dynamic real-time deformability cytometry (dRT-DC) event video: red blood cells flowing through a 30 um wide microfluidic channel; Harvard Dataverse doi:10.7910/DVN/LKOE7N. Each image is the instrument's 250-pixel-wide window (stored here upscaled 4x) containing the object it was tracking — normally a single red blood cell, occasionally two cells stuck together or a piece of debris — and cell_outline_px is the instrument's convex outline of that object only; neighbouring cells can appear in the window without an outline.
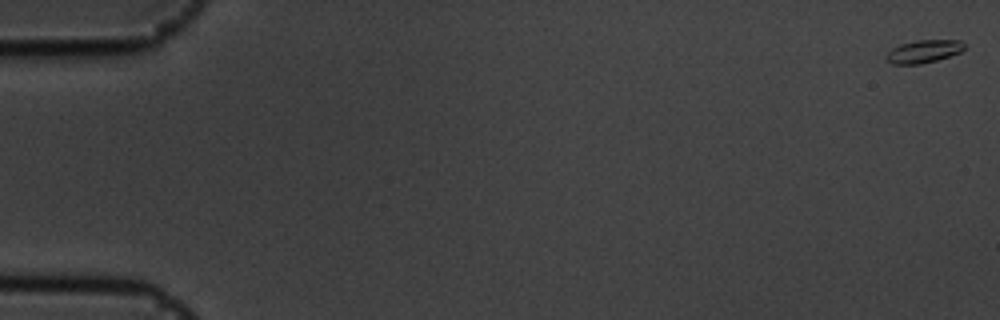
{"species": "common noctule bat (a hibernating species)", "species_latin": "Nyctalus noctula", "temperature_condition": "cold", "stored_images_in_passage": 7, "camera_frame_rate_fps": 3000, "um_per_image_px": 0.085, "animal": {"sex": "male", "body_mass_g": 19.5, "forearm_length_mm": 54.6}, "frame": {"image": 1, "passage_image": 1, "time_ms": 0.0, "image_size_px": [1000, 320], "cell_outline_px": [[964, 48], [960, 52], [936, 60], [920, 64], [892, 64], [884, 56], [892, 48], [900, 44], [916, 40], [960, 40], [964, 44]], "centroid_in_image_um": [78.48, 4.36], "position_along_channel_um": 6.5, "area_um2": 10.29}}